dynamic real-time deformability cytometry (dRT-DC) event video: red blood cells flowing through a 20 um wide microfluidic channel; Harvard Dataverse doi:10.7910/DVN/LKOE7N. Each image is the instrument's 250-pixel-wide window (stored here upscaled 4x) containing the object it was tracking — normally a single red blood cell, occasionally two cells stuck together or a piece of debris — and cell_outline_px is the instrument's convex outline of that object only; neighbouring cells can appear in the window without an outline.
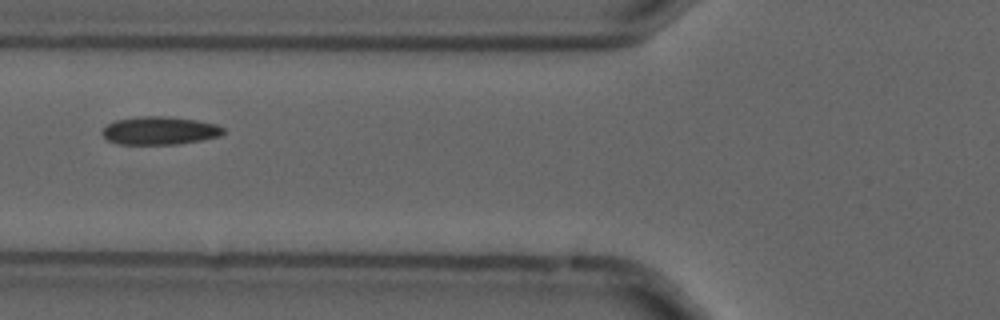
{"species": "common noctule bat (a hibernating species)", "species_latin": "Nyctalus noctula", "temperature_condition": "cold", "stored_images_in_passage": 6, "camera_frame_rate_fps": 3000, "um_per_image_px": 0.085, "animal": {"sex": "male", "forearm_length_mm": 52.5}, "frame": {"image": 1, "passage_image": 6, "time_ms": 1.667, "image_size_px": [1000, 320], "cell_outline_px": [[228, 132], [220, 136], [200, 140], [176, 144], [120, 144], [108, 140], [100, 132], [108, 124], [116, 120], [140, 116], [164, 116], [196, 120], [216, 124], [224, 128]], "centroid_in_image_um": [13.6, 11.1], "position_along_channel_um": 112.2, "area_um2": 19.77}}